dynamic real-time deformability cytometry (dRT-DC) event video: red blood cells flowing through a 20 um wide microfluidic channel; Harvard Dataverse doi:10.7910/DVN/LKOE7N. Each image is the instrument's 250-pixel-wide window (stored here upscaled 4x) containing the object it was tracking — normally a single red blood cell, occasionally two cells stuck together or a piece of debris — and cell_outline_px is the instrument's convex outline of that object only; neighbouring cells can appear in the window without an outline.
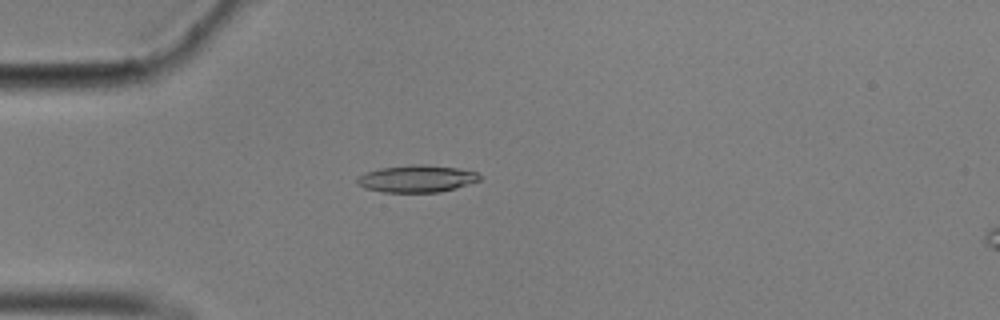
{"species": "common noctule bat (a hibernating species)", "species_latin": "Nyctalus noctula", "temperature_condition": "cold", "stored_images_in_passage": 50, "camera_frame_rate_fps": 3000, "um_per_image_px": 0.085, "animal": {"sex": "male", "body_mass_g": 17.9}, "frame": {"image": 1, "passage_image": 8, "time_ms": 2.333, "image_size_px": [1000, 320], "cell_outline_px": [[480, 180], [456, 188], [440, 192], [380, 192], [364, 188], [356, 184], [356, 180], [364, 172], [380, 168], [412, 164], [424, 164], [456, 168], [476, 172], [480, 176]], "centroid_in_image_um": [35.38, 15.19], "position_along_channel_um": 49.6, "area_um2": 19.42}}
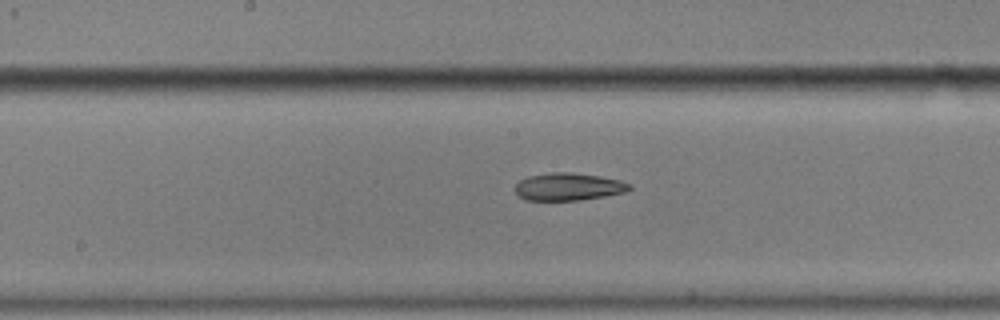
{"frame": {"image": 2, "passage_image": 22, "time_ms": 7.0, "image_size_px": [1000, 320], "cell_outline_px": [[632, 188], [628, 192], [580, 200], [524, 200], [516, 192], [516, 184], [520, 180], [528, 176], [552, 172], [568, 172], [600, 176], [620, 180], [632, 184]], "centroid_in_image_um": [48.36, 15.87], "position_along_channel_um": 199.8, "area_um2": 18.38}}
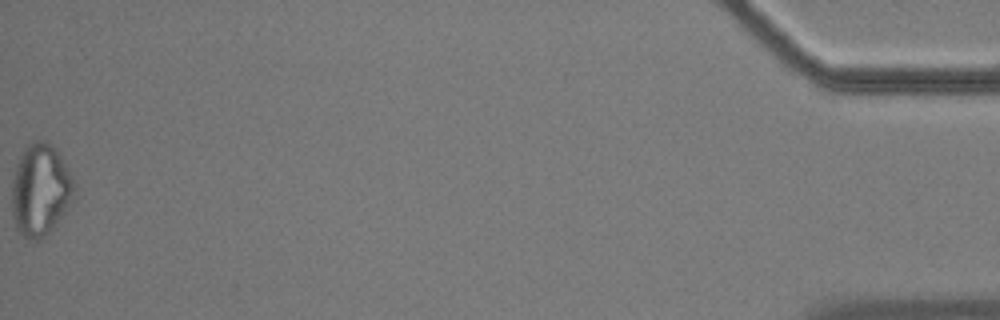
{"frame": {"image": 3, "passage_image": 50, "time_ms": 16.333, "image_size_px": [1000, 320], "cell_outline_px": [[76, 196], [64, 212], [48, 232], [40, 240], [36, 240], [24, 236], [16, 228], [12, 212], [12, 180], [16, 164], [24, 148], [32, 140], [48, 140], [60, 152], [76, 184]], "centroid_in_image_um": [3.45, 16.07], "position_along_channel_um": 431.7, "area_um2": 33.76}, "authors_computed_cell_mechanics": {"area_um2": 19.2474, "velocity_mm_per_s": 3.4939, "shape_relaxation_time_tau1_ms": null, "shape_relaxation_time_tau2_ms": 10.1062, "deformation_change_tau1": null, "deformation_change_tau2": 0.2046}}